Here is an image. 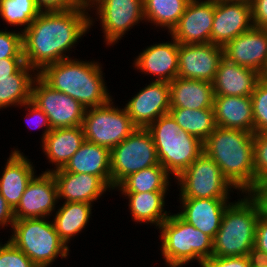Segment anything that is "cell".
I'll return each instance as SVG.
<instances>
[{
	"label": "cell",
	"instance_id": "obj_39",
	"mask_svg": "<svg viewBox=\"0 0 267 267\" xmlns=\"http://www.w3.org/2000/svg\"><path fill=\"white\" fill-rule=\"evenodd\" d=\"M253 256L255 259L267 262V209L264 208L256 225L255 245Z\"/></svg>",
	"mask_w": 267,
	"mask_h": 267
},
{
	"label": "cell",
	"instance_id": "obj_9",
	"mask_svg": "<svg viewBox=\"0 0 267 267\" xmlns=\"http://www.w3.org/2000/svg\"><path fill=\"white\" fill-rule=\"evenodd\" d=\"M112 100L102 106L87 108L82 123L85 140L109 150L137 128L125 108H115Z\"/></svg>",
	"mask_w": 267,
	"mask_h": 267
},
{
	"label": "cell",
	"instance_id": "obj_26",
	"mask_svg": "<svg viewBox=\"0 0 267 267\" xmlns=\"http://www.w3.org/2000/svg\"><path fill=\"white\" fill-rule=\"evenodd\" d=\"M62 169L99 176L112 188L110 150L106 147L85 140Z\"/></svg>",
	"mask_w": 267,
	"mask_h": 267
},
{
	"label": "cell",
	"instance_id": "obj_15",
	"mask_svg": "<svg viewBox=\"0 0 267 267\" xmlns=\"http://www.w3.org/2000/svg\"><path fill=\"white\" fill-rule=\"evenodd\" d=\"M57 185L51 172L34 176L25 189L19 204L13 210L14 219L46 218L56 208Z\"/></svg>",
	"mask_w": 267,
	"mask_h": 267
},
{
	"label": "cell",
	"instance_id": "obj_38",
	"mask_svg": "<svg viewBox=\"0 0 267 267\" xmlns=\"http://www.w3.org/2000/svg\"><path fill=\"white\" fill-rule=\"evenodd\" d=\"M0 267H37L33 261L9 240L0 243Z\"/></svg>",
	"mask_w": 267,
	"mask_h": 267
},
{
	"label": "cell",
	"instance_id": "obj_47",
	"mask_svg": "<svg viewBox=\"0 0 267 267\" xmlns=\"http://www.w3.org/2000/svg\"><path fill=\"white\" fill-rule=\"evenodd\" d=\"M258 194L262 197L265 208L267 209V183L261 188V191Z\"/></svg>",
	"mask_w": 267,
	"mask_h": 267
},
{
	"label": "cell",
	"instance_id": "obj_7",
	"mask_svg": "<svg viewBox=\"0 0 267 267\" xmlns=\"http://www.w3.org/2000/svg\"><path fill=\"white\" fill-rule=\"evenodd\" d=\"M45 219L15 220L9 239L37 267H49L58 256L66 258L69 253V246L59 238L53 222Z\"/></svg>",
	"mask_w": 267,
	"mask_h": 267
},
{
	"label": "cell",
	"instance_id": "obj_32",
	"mask_svg": "<svg viewBox=\"0 0 267 267\" xmlns=\"http://www.w3.org/2000/svg\"><path fill=\"white\" fill-rule=\"evenodd\" d=\"M170 174L159 163L130 174L116 188L122 192L167 191Z\"/></svg>",
	"mask_w": 267,
	"mask_h": 267
},
{
	"label": "cell",
	"instance_id": "obj_46",
	"mask_svg": "<svg viewBox=\"0 0 267 267\" xmlns=\"http://www.w3.org/2000/svg\"><path fill=\"white\" fill-rule=\"evenodd\" d=\"M258 75H259V81L267 85V59L262 65L260 71L258 72Z\"/></svg>",
	"mask_w": 267,
	"mask_h": 267
},
{
	"label": "cell",
	"instance_id": "obj_17",
	"mask_svg": "<svg viewBox=\"0 0 267 267\" xmlns=\"http://www.w3.org/2000/svg\"><path fill=\"white\" fill-rule=\"evenodd\" d=\"M253 26L251 2H215L211 43L224 47Z\"/></svg>",
	"mask_w": 267,
	"mask_h": 267
},
{
	"label": "cell",
	"instance_id": "obj_1",
	"mask_svg": "<svg viewBox=\"0 0 267 267\" xmlns=\"http://www.w3.org/2000/svg\"><path fill=\"white\" fill-rule=\"evenodd\" d=\"M88 3L75 9L41 11L23 33L25 63L39 73L45 66L69 59L66 52L93 24Z\"/></svg>",
	"mask_w": 267,
	"mask_h": 267
},
{
	"label": "cell",
	"instance_id": "obj_16",
	"mask_svg": "<svg viewBox=\"0 0 267 267\" xmlns=\"http://www.w3.org/2000/svg\"><path fill=\"white\" fill-rule=\"evenodd\" d=\"M137 128H147L170 111L169 82L152 81L124 107Z\"/></svg>",
	"mask_w": 267,
	"mask_h": 267
},
{
	"label": "cell",
	"instance_id": "obj_37",
	"mask_svg": "<svg viewBox=\"0 0 267 267\" xmlns=\"http://www.w3.org/2000/svg\"><path fill=\"white\" fill-rule=\"evenodd\" d=\"M6 58H24L23 33L0 30V60Z\"/></svg>",
	"mask_w": 267,
	"mask_h": 267
},
{
	"label": "cell",
	"instance_id": "obj_44",
	"mask_svg": "<svg viewBox=\"0 0 267 267\" xmlns=\"http://www.w3.org/2000/svg\"><path fill=\"white\" fill-rule=\"evenodd\" d=\"M25 64L24 58H6L0 60V79L11 78Z\"/></svg>",
	"mask_w": 267,
	"mask_h": 267
},
{
	"label": "cell",
	"instance_id": "obj_42",
	"mask_svg": "<svg viewBox=\"0 0 267 267\" xmlns=\"http://www.w3.org/2000/svg\"><path fill=\"white\" fill-rule=\"evenodd\" d=\"M22 106H25V108H27V111H29V113L26 114V117L27 115H29L28 117H30L31 120H35V122H37L34 124L36 125V127L42 128V126H44L43 128H46L43 131L44 133L42 134L43 136L41 138L43 142L46 135L52 130L47 115L31 101L24 103Z\"/></svg>",
	"mask_w": 267,
	"mask_h": 267
},
{
	"label": "cell",
	"instance_id": "obj_21",
	"mask_svg": "<svg viewBox=\"0 0 267 267\" xmlns=\"http://www.w3.org/2000/svg\"><path fill=\"white\" fill-rule=\"evenodd\" d=\"M172 39L171 42L154 44L143 50L135 58V68L156 76L155 81H173L178 75L179 43Z\"/></svg>",
	"mask_w": 267,
	"mask_h": 267
},
{
	"label": "cell",
	"instance_id": "obj_28",
	"mask_svg": "<svg viewBox=\"0 0 267 267\" xmlns=\"http://www.w3.org/2000/svg\"><path fill=\"white\" fill-rule=\"evenodd\" d=\"M167 191L122 192L129 199V208L134 221L159 226L169 217L164 211ZM164 212V213H162Z\"/></svg>",
	"mask_w": 267,
	"mask_h": 267
},
{
	"label": "cell",
	"instance_id": "obj_18",
	"mask_svg": "<svg viewBox=\"0 0 267 267\" xmlns=\"http://www.w3.org/2000/svg\"><path fill=\"white\" fill-rule=\"evenodd\" d=\"M223 57L259 72L267 59V29L252 26L223 47Z\"/></svg>",
	"mask_w": 267,
	"mask_h": 267
},
{
	"label": "cell",
	"instance_id": "obj_36",
	"mask_svg": "<svg viewBox=\"0 0 267 267\" xmlns=\"http://www.w3.org/2000/svg\"><path fill=\"white\" fill-rule=\"evenodd\" d=\"M255 183L262 188L267 183V131L254 133Z\"/></svg>",
	"mask_w": 267,
	"mask_h": 267
},
{
	"label": "cell",
	"instance_id": "obj_13",
	"mask_svg": "<svg viewBox=\"0 0 267 267\" xmlns=\"http://www.w3.org/2000/svg\"><path fill=\"white\" fill-rule=\"evenodd\" d=\"M214 14L215 1L190 0L171 37L179 44L211 43Z\"/></svg>",
	"mask_w": 267,
	"mask_h": 267
},
{
	"label": "cell",
	"instance_id": "obj_48",
	"mask_svg": "<svg viewBox=\"0 0 267 267\" xmlns=\"http://www.w3.org/2000/svg\"><path fill=\"white\" fill-rule=\"evenodd\" d=\"M251 267H267V262L255 259L253 261Z\"/></svg>",
	"mask_w": 267,
	"mask_h": 267
},
{
	"label": "cell",
	"instance_id": "obj_41",
	"mask_svg": "<svg viewBox=\"0 0 267 267\" xmlns=\"http://www.w3.org/2000/svg\"><path fill=\"white\" fill-rule=\"evenodd\" d=\"M41 11H63L80 7L83 0H35Z\"/></svg>",
	"mask_w": 267,
	"mask_h": 267
},
{
	"label": "cell",
	"instance_id": "obj_2",
	"mask_svg": "<svg viewBox=\"0 0 267 267\" xmlns=\"http://www.w3.org/2000/svg\"><path fill=\"white\" fill-rule=\"evenodd\" d=\"M203 149L234 189L245 194L261 191L255 183L253 133L217 126L203 142Z\"/></svg>",
	"mask_w": 267,
	"mask_h": 267
},
{
	"label": "cell",
	"instance_id": "obj_35",
	"mask_svg": "<svg viewBox=\"0 0 267 267\" xmlns=\"http://www.w3.org/2000/svg\"><path fill=\"white\" fill-rule=\"evenodd\" d=\"M252 100L254 133L267 131V85L258 82L250 96Z\"/></svg>",
	"mask_w": 267,
	"mask_h": 267
},
{
	"label": "cell",
	"instance_id": "obj_6",
	"mask_svg": "<svg viewBox=\"0 0 267 267\" xmlns=\"http://www.w3.org/2000/svg\"><path fill=\"white\" fill-rule=\"evenodd\" d=\"M159 230L160 250L169 267H183L193 260L201 264L213 255V239L178 214L169 215Z\"/></svg>",
	"mask_w": 267,
	"mask_h": 267
},
{
	"label": "cell",
	"instance_id": "obj_43",
	"mask_svg": "<svg viewBox=\"0 0 267 267\" xmlns=\"http://www.w3.org/2000/svg\"><path fill=\"white\" fill-rule=\"evenodd\" d=\"M252 24L267 29V0H250Z\"/></svg>",
	"mask_w": 267,
	"mask_h": 267
},
{
	"label": "cell",
	"instance_id": "obj_31",
	"mask_svg": "<svg viewBox=\"0 0 267 267\" xmlns=\"http://www.w3.org/2000/svg\"><path fill=\"white\" fill-rule=\"evenodd\" d=\"M169 113L182 130L197 137L202 142H204L217 127L214 109L195 110L170 108Z\"/></svg>",
	"mask_w": 267,
	"mask_h": 267
},
{
	"label": "cell",
	"instance_id": "obj_33",
	"mask_svg": "<svg viewBox=\"0 0 267 267\" xmlns=\"http://www.w3.org/2000/svg\"><path fill=\"white\" fill-rule=\"evenodd\" d=\"M190 0H143L144 18L169 33L178 24Z\"/></svg>",
	"mask_w": 267,
	"mask_h": 267
},
{
	"label": "cell",
	"instance_id": "obj_24",
	"mask_svg": "<svg viewBox=\"0 0 267 267\" xmlns=\"http://www.w3.org/2000/svg\"><path fill=\"white\" fill-rule=\"evenodd\" d=\"M213 109L216 126L254 134L250 96H214Z\"/></svg>",
	"mask_w": 267,
	"mask_h": 267
},
{
	"label": "cell",
	"instance_id": "obj_12",
	"mask_svg": "<svg viewBox=\"0 0 267 267\" xmlns=\"http://www.w3.org/2000/svg\"><path fill=\"white\" fill-rule=\"evenodd\" d=\"M89 8H96L107 45L118 42L130 27L145 20L143 0H91ZM94 5V6H93Z\"/></svg>",
	"mask_w": 267,
	"mask_h": 267
},
{
	"label": "cell",
	"instance_id": "obj_25",
	"mask_svg": "<svg viewBox=\"0 0 267 267\" xmlns=\"http://www.w3.org/2000/svg\"><path fill=\"white\" fill-rule=\"evenodd\" d=\"M170 108L213 109L214 89L211 82L176 77L169 82Z\"/></svg>",
	"mask_w": 267,
	"mask_h": 267
},
{
	"label": "cell",
	"instance_id": "obj_29",
	"mask_svg": "<svg viewBox=\"0 0 267 267\" xmlns=\"http://www.w3.org/2000/svg\"><path fill=\"white\" fill-rule=\"evenodd\" d=\"M60 207L52 222L59 238L67 245L71 238L80 233L89 222L92 204L64 202Z\"/></svg>",
	"mask_w": 267,
	"mask_h": 267
},
{
	"label": "cell",
	"instance_id": "obj_20",
	"mask_svg": "<svg viewBox=\"0 0 267 267\" xmlns=\"http://www.w3.org/2000/svg\"><path fill=\"white\" fill-rule=\"evenodd\" d=\"M56 185L58 200L65 202H83L92 204L110 187L96 175L87 173H71L62 168L51 171Z\"/></svg>",
	"mask_w": 267,
	"mask_h": 267
},
{
	"label": "cell",
	"instance_id": "obj_19",
	"mask_svg": "<svg viewBox=\"0 0 267 267\" xmlns=\"http://www.w3.org/2000/svg\"><path fill=\"white\" fill-rule=\"evenodd\" d=\"M184 221L214 239L219 230L225 209L231 204L228 198H179ZM228 202V203H227Z\"/></svg>",
	"mask_w": 267,
	"mask_h": 267
},
{
	"label": "cell",
	"instance_id": "obj_27",
	"mask_svg": "<svg viewBox=\"0 0 267 267\" xmlns=\"http://www.w3.org/2000/svg\"><path fill=\"white\" fill-rule=\"evenodd\" d=\"M85 141L82 126L52 129L42 142V149L56 171L63 168Z\"/></svg>",
	"mask_w": 267,
	"mask_h": 267
},
{
	"label": "cell",
	"instance_id": "obj_5",
	"mask_svg": "<svg viewBox=\"0 0 267 267\" xmlns=\"http://www.w3.org/2000/svg\"><path fill=\"white\" fill-rule=\"evenodd\" d=\"M156 147L159 163L177 177L203 151V142L188 134L170 113L160 116L147 128Z\"/></svg>",
	"mask_w": 267,
	"mask_h": 267
},
{
	"label": "cell",
	"instance_id": "obj_50",
	"mask_svg": "<svg viewBox=\"0 0 267 267\" xmlns=\"http://www.w3.org/2000/svg\"><path fill=\"white\" fill-rule=\"evenodd\" d=\"M85 3H88V2H90L91 0H83Z\"/></svg>",
	"mask_w": 267,
	"mask_h": 267
},
{
	"label": "cell",
	"instance_id": "obj_49",
	"mask_svg": "<svg viewBox=\"0 0 267 267\" xmlns=\"http://www.w3.org/2000/svg\"><path fill=\"white\" fill-rule=\"evenodd\" d=\"M215 2H238V1H248V0H213Z\"/></svg>",
	"mask_w": 267,
	"mask_h": 267
},
{
	"label": "cell",
	"instance_id": "obj_8",
	"mask_svg": "<svg viewBox=\"0 0 267 267\" xmlns=\"http://www.w3.org/2000/svg\"><path fill=\"white\" fill-rule=\"evenodd\" d=\"M159 164L156 147L146 128H136L110 150L112 189L130 174Z\"/></svg>",
	"mask_w": 267,
	"mask_h": 267
},
{
	"label": "cell",
	"instance_id": "obj_3",
	"mask_svg": "<svg viewBox=\"0 0 267 267\" xmlns=\"http://www.w3.org/2000/svg\"><path fill=\"white\" fill-rule=\"evenodd\" d=\"M101 68L98 62L69 58L45 66L38 76L52 89L71 96L87 109L105 105L112 99Z\"/></svg>",
	"mask_w": 267,
	"mask_h": 267
},
{
	"label": "cell",
	"instance_id": "obj_4",
	"mask_svg": "<svg viewBox=\"0 0 267 267\" xmlns=\"http://www.w3.org/2000/svg\"><path fill=\"white\" fill-rule=\"evenodd\" d=\"M264 208V201L258 193H246L244 199L231 202L213 239L212 256L253 255L256 225Z\"/></svg>",
	"mask_w": 267,
	"mask_h": 267
},
{
	"label": "cell",
	"instance_id": "obj_23",
	"mask_svg": "<svg viewBox=\"0 0 267 267\" xmlns=\"http://www.w3.org/2000/svg\"><path fill=\"white\" fill-rule=\"evenodd\" d=\"M29 161L17 149L12 151L0 178V194L13 210L19 204L22 194L35 176V167Z\"/></svg>",
	"mask_w": 267,
	"mask_h": 267
},
{
	"label": "cell",
	"instance_id": "obj_14",
	"mask_svg": "<svg viewBox=\"0 0 267 267\" xmlns=\"http://www.w3.org/2000/svg\"><path fill=\"white\" fill-rule=\"evenodd\" d=\"M222 58L223 47L212 43L179 44L177 77L212 83Z\"/></svg>",
	"mask_w": 267,
	"mask_h": 267
},
{
	"label": "cell",
	"instance_id": "obj_10",
	"mask_svg": "<svg viewBox=\"0 0 267 267\" xmlns=\"http://www.w3.org/2000/svg\"><path fill=\"white\" fill-rule=\"evenodd\" d=\"M176 178L180 198H229L234 188L204 151Z\"/></svg>",
	"mask_w": 267,
	"mask_h": 267
},
{
	"label": "cell",
	"instance_id": "obj_40",
	"mask_svg": "<svg viewBox=\"0 0 267 267\" xmlns=\"http://www.w3.org/2000/svg\"><path fill=\"white\" fill-rule=\"evenodd\" d=\"M255 257L248 256H232V257H216L204 259L200 264L201 267H251Z\"/></svg>",
	"mask_w": 267,
	"mask_h": 267
},
{
	"label": "cell",
	"instance_id": "obj_34",
	"mask_svg": "<svg viewBox=\"0 0 267 267\" xmlns=\"http://www.w3.org/2000/svg\"><path fill=\"white\" fill-rule=\"evenodd\" d=\"M40 13L35 0H0L1 18L13 26L23 25V31Z\"/></svg>",
	"mask_w": 267,
	"mask_h": 267
},
{
	"label": "cell",
	"instance_id": "obj_22",
	"mask_svg": "<svg viewBox=\"0 0 267 267\" xmlns=\"http://www.w3.org/2000/svg\"><path fill=\"white\" fill-rule=\"evenodd\" d=\"M258 82V72L223 57L212 85L215 96H251Z\"/></svg>",
	"mask_w": 267,
	"mask_h": 267
},
{
	"label": "cell",
	"instance_id": "obj_30",
	"mask_svg": "<svg viewBox=\"0 0 267 267\" xmlns=\"http://www.w3.org/2000/svg\"><path fill=\"white\" fill-rule=\"evenodd\" d=\"M33 68L26 63L11 78L0 79V109L8 106H22L31 101L32 84L38 73L32 77Z\"/></svg>",
	"mask_w": 267,
	"mask_h": 267
},
{
	"label": "cell",
	"instance_id": "obj_11",
	"mask_svg": "<svg viewBox=\"0 0 267 267\" xmlns=\"http://www.w3.org/2000/svg\"><path fill=\"white\" fill-rule=\"evenodd\" d=\"M31 102L47 115L52 129L82 126L86 109L71 96L52 89L38 75L32 84Z\"/></svg>",
	"mask_w": 267,
	"mask_h": 267
},
{
	"label": "cell",
	"instance_id": "obj_45",
	"mask_svg": "<svg viewBox=\"0 0 267 267\" xmlns=\"http://www.w3.org/2000/svg\"><path fill=\"white\" fill-rule=\"evenodd\" d=\"M15 222L13 209L7 204L6 199L0 194V226H13Z\"/></svg>",
	"mask_w": 267,
	"mask_h": 267
}]
</instances>
